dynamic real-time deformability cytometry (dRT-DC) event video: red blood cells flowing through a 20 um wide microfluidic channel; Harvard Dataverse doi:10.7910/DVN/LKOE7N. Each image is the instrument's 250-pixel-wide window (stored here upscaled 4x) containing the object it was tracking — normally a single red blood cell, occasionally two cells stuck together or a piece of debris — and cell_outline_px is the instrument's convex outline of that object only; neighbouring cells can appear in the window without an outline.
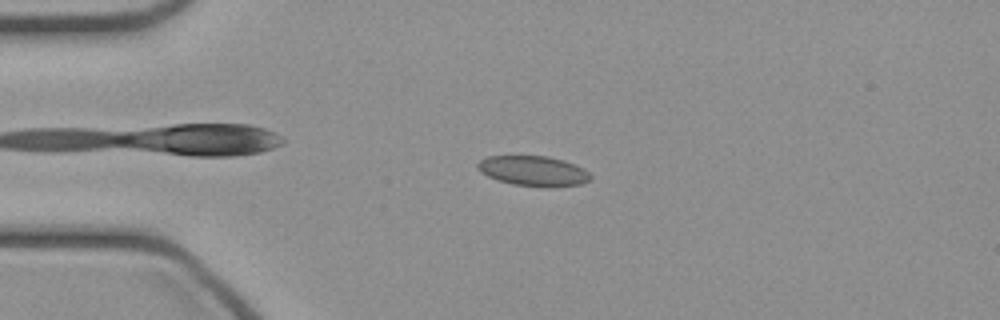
{"species": "common noctule bat (a hibernating species)", "species_latin": "Nyctalus noctula", "temperature_condition": "cold", "stored_images_in_passage": 46, "camera_frame_rate_fps": 3000, "um_per_image_px": 0.085, "animal": {"sex": "female", "body_mass_g": 21.9}, "frame": {"image": 1, "passage_image": 10, "time_ms": 3.0, "image_size_px": [1000, 320], "cell_outline_px": [[592, 180], [580, 184], [552, 188], [512, 184], [488, 176], [480, 172], [476, 168], [476, 164], [480, 160], [488, 156], [548, 156], [564, 160], [584, 168], [592, 176]], "centroid_in_image_um": [45.36, 14.53], "position_along_channel_um": 39.6, "area_um2": 20.0}}
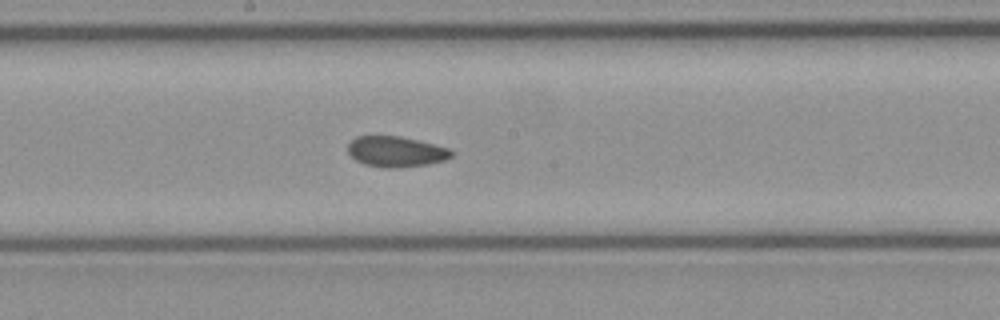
{"frame": {"image": 2, "passage_image": 24, "time_ms": 7.667, "image_size_px": [1000, 320], "cell_outline_px": [[456, 152], [452, 156], [444, 160], [428, 164], [400, 168], [384, 168], [364, 164], [356, 160], [348, 152], [348, 144], [356, 136], [400, 136], [448, 148]], "centroid_in_image_um": [33.66, 12.9], "position_along_channel_um": 214.5, "area_um2": 18.44}}
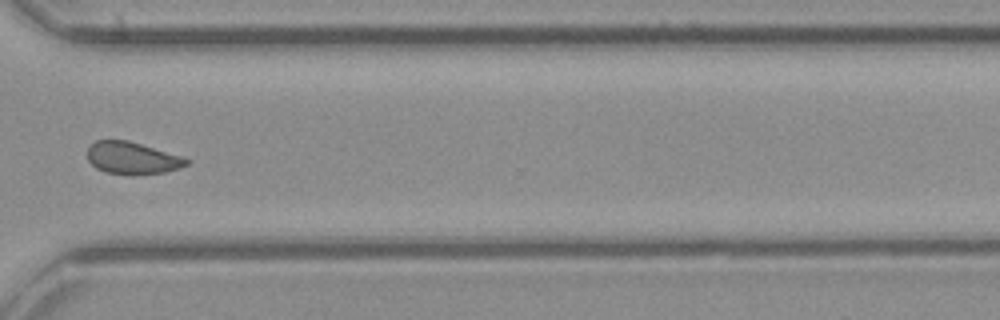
{"frame": {"image": 3, "passage_image": 34, "time_ms": 11.0, "image_size_px": [1000, 320], "cell_outline_px": [[192, 160], [188, 164], [180, 168], [164, 172], [132, 176], [108, 172], [96, 168], [88, 160], [88, 144], [96, 140], [128, 140], [180, 156]], "centroid_in_image_um": [11.23, 13.44], "position_along_channel_um": 359.4, "area_um2": 18.67}}